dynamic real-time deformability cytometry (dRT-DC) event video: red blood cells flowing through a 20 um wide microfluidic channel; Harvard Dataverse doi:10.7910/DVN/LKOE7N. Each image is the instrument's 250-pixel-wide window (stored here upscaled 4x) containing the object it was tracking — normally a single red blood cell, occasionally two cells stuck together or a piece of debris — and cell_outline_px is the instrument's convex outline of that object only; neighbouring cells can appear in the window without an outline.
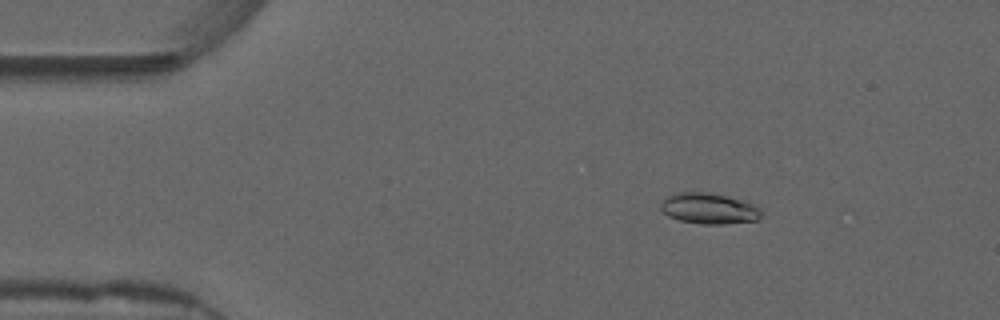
{"species": "common noctule bat (a hibernating species)", "species_latin": "Nyctalus noctula", "temperature_condition": "warm", "stored_images_in_passage": 31, "camera_frame_rate_fps": 3000, "um_per_image_px": 0.085, "animal": {"sex": "male", "forearm_length_mm": 52.5}, "frame": {"image": 1, "passage_image": 9, "time_ms": 2.667, "image_size_px": [1000, 320], "cell_outline_px": [[760, 216], [756, 220], [724, 224], [700, 224], [680, 220], [668, 216], [660, 208], [660, 204], [668, 196], [680, 192], [708, 192], [756, 204], [760, 208]], "centroid_in_image_um": [60.25, 17.73], "position_along_channel_um": 24.7, "area_um2": 17.86}}
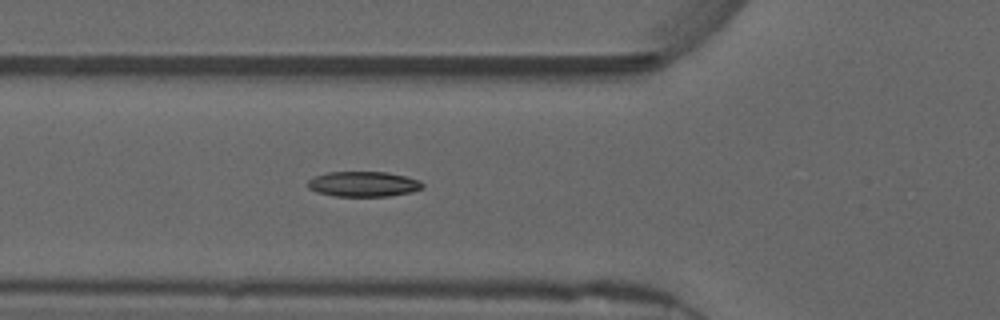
{"frame": {"image": 2, "passage_image": 20, "time_ms": 6.333, "image_size_px": [1000, 320], "cell_outline_px": [[424, 188], [412, 192], [388, 196], [336, 196], [316, 192], [308, 188], [308, 180], [316, 176], [328, 172], [388, 172], [420, 180], [424, 184]], "centroid_in_image_um": [30.92, 15.65], "position_along_channel_um": 94.9, "area_um2": 16.88}}
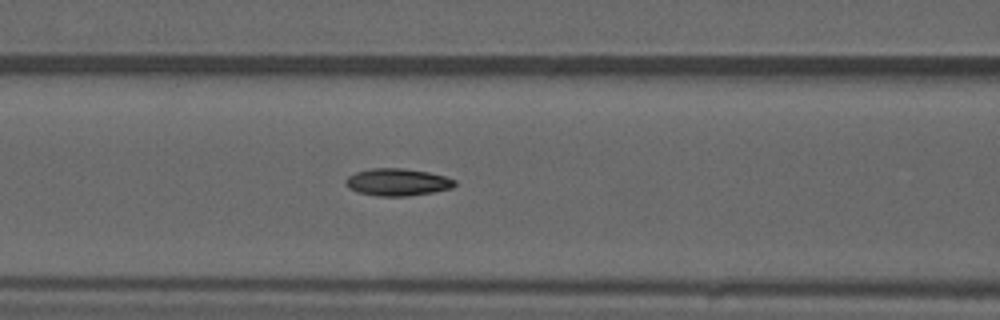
{"frame": {"image": 3, "passage_image": 23, "time_ms": 7.333, "image_size_px": [1000, 320], "cell_outline_px": [[456, 184], [452, 188], [432, 192], [408, 196], [380, 196], [356, 192], [348, 188], [344, 184], [344, 180], [348, 176], [356, 172], [372, 168], [404, 168], [428, 172], [444, 176], [456, 180]], "centroid_in_image_um": [33.75, 15.48], "position_along_channel_um": 132.9, "area_um2": 17.4}}